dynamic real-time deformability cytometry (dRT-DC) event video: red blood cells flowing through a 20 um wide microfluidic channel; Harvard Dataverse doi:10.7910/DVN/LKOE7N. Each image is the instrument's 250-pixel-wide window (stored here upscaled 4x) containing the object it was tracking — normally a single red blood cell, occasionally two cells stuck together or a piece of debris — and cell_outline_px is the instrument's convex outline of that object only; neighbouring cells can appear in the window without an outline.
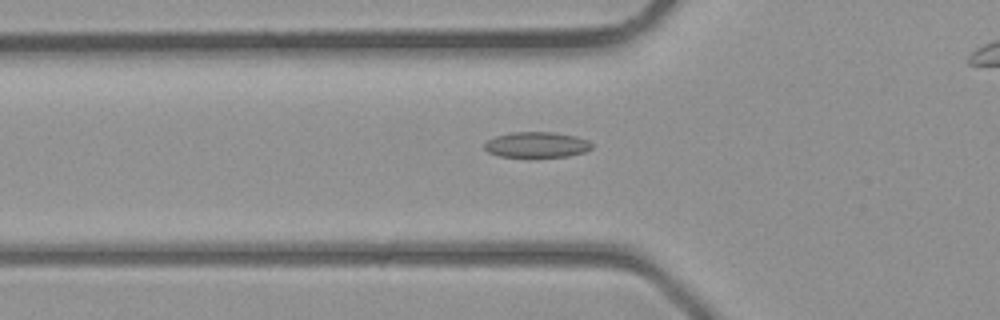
{"species": "common noctule bat (a hibernating species)", "species_latin": "Nyctalus noctula", "temperature_condition": "room temperature", "stored_images_in_passage": 28, "camera_frame_rate_fps": 3000, "um_per_image_px": 0.085, "animal": {"sex": "male", "body_mass_g": 23.1, "forearm_length_mm": 52.7}, "frame": {"image": 1, "passage_image": 7, "time_ms": 2.0, "image_size_px": [1000, 320], "cell_outline_px": [[592, 148], [584, 152], [568, 156], [532, 160], [500, 156], [488, 152], [484, 148], [484, 144], [488, 140], [496, 136], [512, 132], [556, 132], [576, 136], [588, 140], [592, 144]], "centroid_in_image_um": [45.62, 12.35], "position_along_channel_um": 80.2, "area_um2": 16.82}}
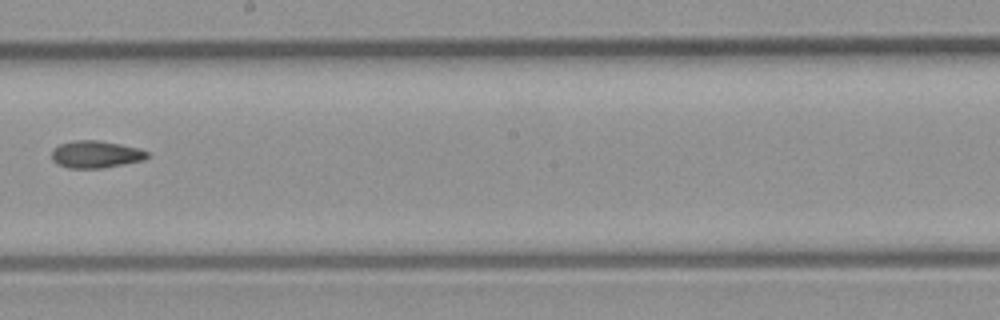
{"frame": {"image": 2, "passage_image": 16, "time_ms": 5.0, "image_size_px": [1000, 320], "cell_outline_px": [[148, 156], [144, 160], [104, 168], [68, 168], [56, 164], [52, 160], [52, 148], [60, 144], [72, 140], [100, 140], [140, 148], [148, 152]], "centroid_in_image_um": [8.12, 13.11], "position_along_channel_um": 240.1, "area_um2": 15.37}}
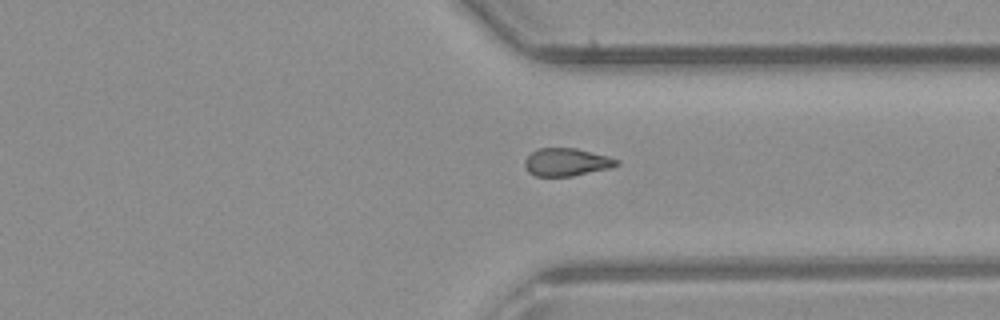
{"frame": {"image": 3, "passage_image": 23, "time_ms": 7.333, "image_size_px": [1000, 320], "cell_outline_px": [[620, 164], [612, 168], [572, 176], [536, 176], [528, 172], [524, 164], [524, 160], [536, 148], [576, 148], [608, 156], [620, 160]], "centroid_in_image_um": [48.18, 13.78], "position_along_channel_um": 363.2, "area_um2": 15.03}}